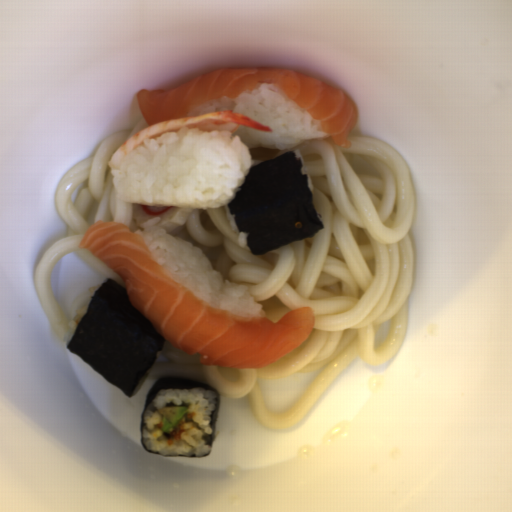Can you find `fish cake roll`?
<instances>
[{"mask_svg": "<svg viewBox=\"0 0 512 512\" xmlns=\"http://www.w3.org/2000/svg\"><path fill=\"white\" fill-rule=\"evenodd\" d=\"M196 208H180L170 206H147L133 204L131 206V217L140 229L149 220L160 217L159 226L166 232H170L178 226H183L187 218Z\"/></svg>", "mask_w": 512, "mask_h": 512, "instance_id": "fish-cake-roll-1", "label": "fish cake roll"}]
</instances>
